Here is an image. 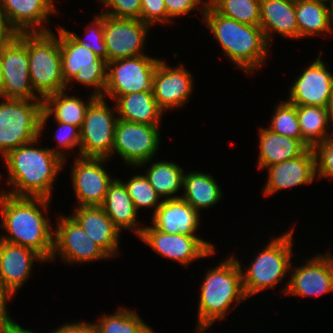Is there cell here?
I'll use <instances>...</instances> for the list:
<instances>
[{
    "instance_id": "1",
    "label": "cell",
    "mask_w": 333,
    "mask_h": 333,
    "mask_svg": "<svg viewBox=\"0 0 333 333\" xmlns=\"http://www.w3.org/2000/svg\"><path fill=\"white\" fill-rule=\"evenodd\" d=\"M50 201L45 197L12 196L1 190L0 227L7 234L1 235L0 240L30 248L47 262L50 261L54 228H51L48 217L44 215Z\"/></svg>"
},
{
    "instance_id": "2",
    "label": "cell",
    "mask_w": 333,
    "mask_h": 333,
    "mask_svg": "<svg viewBox=\"0 0 333 333\" xmlns=\"http://www.w3.org/2000/svg\"><path fill=\"white\" fill-rule=\"evenodd\" d=\"M39 140L12 149L3 158L8 169L6 182L11 190L2 192L52 200L53 183L65 162L50 148L36 147Z\"/></svg>"
},
{
    "instance_id": "3",
    "label": "cell",
    "mask_w": 333,
    "mask_h": 333,
    "mask_svg": "<svg viewBox=\"0 0 333 333\" xmlns=\"http://www.w3.org/2000/svg\"><path fill=\"white\" fill-rule=\"evenodd\" d=\"M201 19L218 41L224 55L247 76L266 63L271 45L267 42L260 26L224 17L209 4L206 5Z\"/></svg>"
},
{
    "instance_id": "4",
    "label": "cell",
    "mask_w": 333,
    "mask_h": 333,
    "mask_svg": "<svg viewBox=\"0 0 333 333\" xmlns=\"http://www.w3.org/2000/svg\"><path fill=\"white\" fill-rule=\"evenodd\" d=\"M230 256L215 268L208 269L201 283L196 333H204L216 321L225 319L231 306L248 299L237 257Z\"/></svg>"
},
{
    "instance_id": "5",
    "label": "cell",
    "mask_w": 333,
    "mask_h": 333,
    "mask_svg": "<svg viewBox=\"0 0 333 333\" xmlns=\"http://www.w3.org/2000/svg\"><path fill=\"white\" fill-rule=\"evenodd\" d=\"M28 50L29 76L35 93L47 95L67 90L62 75L59 37L51 32L18 33Z\"/></svg>"
},
{
    "instance_id": "6",
    "label": "cell",
    "mask_w": 333,
    "mask_h": 333,
    "mask_svg": "<svg viewBox=\"0 0 333 333\" xmlns=\"http://www.w3.org/2000/svg\"><path fill=\"white\" fill-rule=\"evenodd\" d=\"M293 228L273 237L254 257L247 269L237 259L242 274L245 295L250 298L262 290L276 288L290 272L293 258ZM244 269V271H243ZM246 271V272H245Z\"/></svg>"
},
{
    "instance_id": "7",
    "label": "cell",
    "mask_w": 333,
    "mask_h": 333,
    "mask_svg": "<svg viewBox=\"0 0 333 333\" xmlns=\"http://www.w3.org/2000/svg\"><path fill=\"white\" fill-rule=\"evenodd\" d=\"M60 41L62 75L65 83L73 87L78 82L92 87L96 97H103L107 83V62L93 51L80 45L68 31L57 27ZM74 81V83H72Z\"/></svg>"
},
{
    "instance_id": "8",
    "label": "cell",
    "mask_w": 333,
    "mask_h": 333,
    "mask_svg": "<svg viewBox=\"0 0 333 333\" xmlns=\"http://www.w3.org/2000/svg\"><path fill=\"white\" fill-rule=\"evenodd\" d=\"M43 99L0 101V155L38 139Z\"/></svg>"
},
{
    "instance_id": "9",
    "label": "cell",
    "mask_w": 333,
    "mask_h": 333,
    "mask_svg": "<svg viewBox=\"0 0 333 333\" xmlns=\"http://www.w3.org/2000/svg\"><path fill=\"white\" fill-rule=\"evenodd\" d=\"M106 98L96 97L88 106L80 128V157L110 160L118 115L109 107ZM114 110V111H113Z\"/></svg>"
},
{
    "instance_id": "10",
    "label": "cell",
    "mask_w": 333,
    "mask_h": 333,
    "mask_svg": "<svg viewBox=\"0 0 333 333\" xmlns=\"http://www.w3.org/2000/svg\"><path fill=\"white\" fill-rule=\"evenodd\" d=\"M161 59L146 54L107 62L103 98L152 91L155 68Z\"/></svg>"
},
{
    "instance_id": "11",
    "label": "cell",
    "mask_w": 333,
    "mask_h": 333,
    "mask_svg": "<svg viewBox=\"0 0 333 333\" xmlns=\"http://www.w3.org/2000/svg\"><path fill=\"white\" fill-rule=\"evenodd\" d=\"M160 136L159 126L118 119L112 155L117 153L127 166L137 167L157 154Z\"/></svg>"
},
{
    "instance_id": "12",
    "label": "cell",
    "mask_w": 333,
    "mask_h": 333,
    "mask_svg": "<svg viewBox=\"0 0 333 333\" xmlns=\"http://www.w3.org/2000/svg\"><path fill=\"white\" fill-rule=\"evenodd\" d=\"M54 230L51 262L59 255L65 263L74 264L111 259L71 216H58Z\"/></svg>"
},
{
    "instance_id": "13",
    "label": "cell",
    "mask_w": 333,
    "mask_h": 333,
    "mask_svg": "<svg viewBox=\"0 0 333 333\" xmlns=\"http://www.w3.org/2000/svg\"><path fill=\"white\" fill-rule=\"evenodd\" d=\"M158 255L188 266L194 260L215 254L214 245L196 235L162 233L153 226H144L138 237Z\"/></svg>"
},
{
    "instance_id": "14",
    "label": "cell",
    "mask_w": 333,
    "mask_h": 333,
    "mask_svg": "<svg viewBox=\"0 0 333 333\" xmlns=\"http://www.w3.org/2000/svg\"><path fill=\"white\" fill-rule=\"evenodd\" d=\"M150 28L149 24L140 19L116 18L103 14V32L108 62L144 55L145 42Z\"/></svg>"
},
{
    "instance_id": "15",
    "label": "cell",
    "mask_w": 333,
    "mask_h": 333,
    "mask_svg": "<svg viewBox=\"0 0 333 333\" xmlns=\"http://www.w3.org/2000/svg\"><path fill=\"white\" fill-rule=\"evenodd\" d=\"M71 168V182L77 206H101L114 177L106 171L107 158L76 157Z\"/></svg>"
},
{
    "instance_id": "16",
    "label": "cell",
    "mask_w": 333,
    "mask_h": 333,
    "mask_svg": "<svg viewBox=\"0 0 333 333\" xmlns=\"http://www.w3.org/2000/svg\"><path fill=\"white\" fill-rule=\"evenodd\" d=\"M3 91L0 98L41 99L33 90L29 76L27 47L15 37L0 48Z\"/></svg>"
},
{
    "instance_id": "17",
    "label": "cell",
    "mask_w": 333,
    "mask_h": 333,
    "mask_svg": "<svg viewBox=\"0 0 333 333\" xmlns=\"http://www.w3.org/2000/svg\"><path fill=\"white\" fill-rule=\"evenodd\" d=\"M305 263V264H304ZM296 268L290 266L289 280L283 287L284 295L316 297L333 291V256L318 254ZM295 268V269H294ZM292 269V270H291Z\"/></svg>"
},
{
    "instance_id": "18",
    "label": "cell",
    "mask_w": 333,
    "mask_h": 333,
    "mask_svg": "<svg viewBox=\"0 0 333 333\" xmlns=\"http://www.w3.org/2000/svg\"><path fill=\"white\" fill-rule=\"evenodd\" d=\"M327 64L322 61L319 53L303 72L296 76L295 82L290 86L288 102L294 105L321 106L329 108L333 74L327 69Z\"/></svg>"
},
{
    "instance_id": "19",
    "label": "cell",
    "mask_w": 333,
    "mask_h": 333,
    "mask_svg": "<svg viewBox=\"0 0 333 333\" xmlns=\"http://www.w3.org/2000/svg\"><path fill=\"white\" fill-rule=\"evenodd\" d=\"M184 65L170 67L161 59L155 68L152 91L159 108L167 110L182 108L193 90V76Z\"/></svg>"
},
{
    "instance_id": "20",
    "label": "cell",
    "mask_w": 333,
    "mask_h": 333,
    "mask_svg": "<svg viewBox=\"0 0 333 333\" xmlns=\"http://www.w3.org/2000/svg\"><path fill=\"white\" fill-rule=\"evenodd\" d=\"M268 178L264 196L299 185H309L316 178L315 154L308 148L302 155L266 168Z\"/></svg>"
},
{
    "instance_id": "21",
    "label": "cell",
    "mask_w": 333,
    "mask_h": 333,
    "mask_svg": "<svg viewBox=\"0 0 333 333\" xmlns=\"http://www.w3.org/2000/svg\"><path fill=\"white\" fill-rule=\"evenodd\" d=\"M54 4V0H0L1 10L17 33L51 32L46 24L48 16L58 12Z\"/></svg>"
},
{
    "instance_id": "22",
    "label": "cell",
    "mask_w": 333,
    "mask_h": 333,
    "mask_svg": "<svg viewBox=\"0 0 333 333\" xmlns=\"http://www.w3.org/2000/svg\"><path fill=\"white\" fill-rule=\"evenodd\" d=\"M34 262H47L34 250L0 240V282L14 296L33 273Z\"/></svg>"
},
{
    "instance_id": "23",
    "label": "cell",
    "mask_w": 333,
    "mask_h": 333,
    "mask_svg": "<svg viewBox=\"0 0 333 333\" xmlns=\"http://www.w3.org/2000/svg\"><path fill=\"white\" fill-rule=\"evenodd\" d=\"M70 216L112 259L118 255L121 232L101 206L75 207Z\"/></svg>"
},
{
    "instance_id": "24",
    "label": "cell",
    "mask_w": 333,
    "mask_h": 333,
    "mask_svg": "<svg viewBox=\"0 0 333 333\" xmlns=\"http://www.w3.org/2000/svg\"><path fill=\"white\" fill-rule=\"evenodd\" d=\"M200 213L182 198L164 199L152 215V225L162 233L197 235Z\"/></svg>"
},
{
    "instance_id": "25",
    "label": "cell",
    "mask_w": 333,
    "mask_h": 333,
    "mask_svg": "<svg viewBox=\"0 0 333 333\" xmlns=\"http://www.w3.org/2000/svg\"><path fill=\"white\" fill-rule=\"evenodd\" d=\"M260 27L270 45L273 32L298 39L295 0H261Z\"/></svg>"
},
{
    "instance_id": "26",
    "label": "cell",
    "mask_w": 333,
    "mask_h": 333,
    "mask_svg": "<svg viewBox=\"0 0 333 333\" xmlns=\"http://www.w3.org/2000/svg\"><path fill=\"white\" fill-rule=\"evenodd\" d=\"M67 90L47 95L43 99V110L40 117V135L50 116L55 121L77 126L79 129L84 121L89 104L96 98L92 93L88 101L77 96H69Z\"/></svg>"
},
{
    "instance_id": "27",
    "label": "cell",
    "mask_w": 333,
    "mask_h": 333,
    "mask_svg": "<svg viewBox=\"0 0 333 333\" xmlns=\"http://www.w3.org/2000/svg\"><path fill=\"white\" fill-rule=\"evenodd\" d=\"M101 207L121 233L122 230H132L140 236L144 226L137 225L138 213L122 180L114 178L109 184Z\"/></svg>"
},
{
    "instance_id": "28",
    "label": "cell",
    "mask_w": 333,
    "mask_h": 333,
    "mask_svg": "<svg viewBox=\"0 0 333 333\" xmlns=\"http://www.w3.org/2000/svg\"><path fill=\"white\" fill-rule=\"evenodd\" d=\"M258 136L260 151L257 168L259 169L296 158L309 148L303 141L280 135L268 127H260Z\"/></svg>"
},
{
    "instance_id": "29",
    "label": "cell",
    "mask_w": 333,
    "mask_h": 333,
    "mask_svg": "<svg viewBox=\"0 0 333 333\" xmlns=\"http://www.w3.org/2000/svg\"><path fill=\"white\" fill-rule=\"evenodd\" d=\"M107 98L115 101L114 105L119 119L160 126V119L164 112L155 101L153 91H141Z\"/></svg>"
},
{
    "instance_id": "30",
    "label": "cell",
    "mask_w": 333,
    "mask_h": 333,
    "mask_svg": "<svg viewBox=\"0 0 333 333\" xmlns=\"http://www.w3.org/2000/svg\"><path fill=\"white\" fill-rule=\"evenodd\" d=\"M220 188L211 174L201 171L185 172L181 198L200 213L202 209L217 205L223 195Z\"/></svg>"
},
{
    "instance_id": "31",
    "label": "cell",
    "mask_w": 333,
    "mask_h": 333,
    "mask_svg": "<svg viewBox=\"0 0 333 333\" xmlns=\"http://www.w3.org/2000/svg\"><path fill=\"white\" fill-rule=\"evenodd\" d=\"M154 160H149L147 162L139 164L136 168L145 167L147 163V171H144V175L151 183L152 187L156 190L157 194L162 200L181 198L178 194L179 190L183 188V178L185 171L183 167L174 163L172 161L158 160L157 162H152ZM150 162H152L150 164ZM175 195V196H174Z\"/></svg>"
},
{
    "instance_id": "32",
    "label": "cell",
    "mask_w": 333,
    "mask_h": 333,
    "mask_svg": "<svg viewBox=\"0 0 333 333\" xmlns=\"http://www.w3.org/2000/svg\"><path fill=\"white\" fill-rule=\"evenodd\" d=\"M296 113L301 129L302 141L309 148H313L316 144L333 136V129H331L333 128V120L328 108L296 105ZM329 123H332V127L329 126Z\"/></svg>"
},
{
    "instance_id": "33",
    "label": "cell",
    "mask_w": 333,
    "mask_h": 333,
    "mask_svg": "<svg viewBox=\"0 0 333 333\" xmlns=\"http://www.w3.org/2000/svg\"><path fill=\"white\" fill-rule=\"evenodd\" d=\"M295 9L298 39L327 33L330 36L328 5L309 0H295Z\"/></svg>"
},
{
    "instance_id": "34",
    "label": "cell",
    "mask_w": 333,
    "mask_h": 333,
    "mask_svg": "<svg viewBox=\"0 0 333 333\" xmlns=\"http://www.w3.org/2000/svg\"><path fill=\"white\" fill-rule=\"evenodd\" d=\"M98 322V323H97ZM96 333H155L134 310L119 308L93 322Z\"/></svg>"
},
{
    "instance_id": "35",
    "label": "cell",
    "mask_w": 333,
    "mask_h": 333,
    "mask_svg": "<svg viewBox=\"0 0 333 333\" xmlns=\"http://www.w3.org/2000/svg\"><path fill=\"white\" fill-rule=\"evenodd\" d=\"M208 4L224 17L260 26L261 0H208Z\"/></svg>"
},
{
    "instance_id": "36",
    "label": "cell",
    "mask_w": 333,
    "mask_h": 333,
    "mask_svg": "<svg viewBox=\"0 0 333 333\" xmlns=\"http://www.w3.org/2000/svg\"><path fill=\"white\" fill-rule=\"evenodd\" d=\"M280 103V104H279ZM275 105L269 129L280 135L302 141V134L296 113V105L286 101Z\"/></svg>"
},
{
    "instance_id": "37",
    "label": "cell",
    "mask_w": 333,
    "mask_h": 333,
    "mask_svg": "<svg viewBox=\"0 0 333 333\" xmlns=\"http://www.w3.org/2000/svg\"><path fill=\"white\" fill-rule=\"evenodd\" d=\"M122 182L129 196L132 198L137 211L145 207L154 208L153 214L156 212L163 200H161V197L157 194L144 174H136L130 177L127 182L125 180Z\"/></svg>"
},
{
    "instance_id": "38",
    "label": "cell",
    "mask_w": 333,
    "mask_h": 333,
    "mask_svg": "<svg viewBox=\"0 0 333 333\" xmlns=\"http://www.w3.org/2000/svg\"><path fill=\"white\" fill-rule=\"evenodd\" d=\"M85 30L87 31L83 38L69 30L67 31L80 45L93 51L97 56L108 62L107 47L103 32V14L98 13L95 15L93 22L86 26Z\"/></svg>"
},
{
    "instance_id": "39",
    "label": "cell",
    "mask_w": 333,
    "mask_h": 333,
    "mask_svg": "<svg viewBox=\"0 0 333 333\" xmlns=\"http://www.w3.org/2000/svg\"><path fill=\"white\" fill-rule=\"evenodd\" d=\"M58 128L54 140L58 142L55 148H50L57 156H59L64 162L68 159L66 151H74L75 147H78L76 152L78 157L80 156V129L77 126L66 124L56 121ZM65 150V151H64ZM66 154V155H65Z\"/></svg>"
},
{
    "instance_id": "40",
    "label": "cell",
    "mask_w": 333,
    "mask_h": 333,
    "mask_svg": "<svg viewBox=\"0 0 333 333\" xmlns=\"http://www.w3.org/2000/svg\"><path fill=\"white\" fill-rule=\"evenodd\" d=\"M315 154L316 179H333V136L313 147Z\"/></svg>"
},
{
    "instance_id": "41",
    "label": "cell",
    "mask_w": 333,
    "mask_h": 333,
    "mask_svg": "<svg viewBox=\"0 0 333 333\" xmlns=\"http://www.w3.org/2000/svg\"><path fill=\"white\" fill-rule=\"evenodd\" d=\"M105 6L106 12L102 11L110 17L116 18H132L140 19L141 14V0H97Z\"/></svg>"
},
{
    "instance_id": "42",
    "label": "cell",
    "mask_w": 333,
    "mask_h": 333,
    "mask_svg": "<svg viewBox=\"0 0 333 333\" xmlns=\"http://www.w3.org/2000/svg\"><path fill=\"white\" fill-rule=\"evenodd\" d=\"M140 20L151 27L158 23H173L167 15L164 0H141Z\"/></svg>"
},
{
    "instance_id": "43",
    "label": "cell",
    "mask_w": 333,
    "mask_h": 333,
    "mask_svg": "<svg viewBox=\"0 0 333 333\" xmlns=\"http://www.w3.org/2000/svg\"><path fill=\"white\" fill-rule=\"evenodd\" d=\"M169 19L174 23L175 17L186 16L194 10L200 9L203 16L208 0H164Z\"/></svg>"
},
{
    "instance_id": "44",
    "label": "cell",
    "mask_w": 333,
    "mask_h": 333,
    "mask_svg": "<svg viewBox=\"0 0 333 333\" xmlns=\"http://www.w3.org/2000/svg\"><path fill=\"white\" fill-rule=\"evenodd\" d=\"M50 333H96V329L93 323L78 321L72 323L67 322Z\"/></svg>"
},
{
    "instance_id": "45",
    "label": "cell",
    "mask_w": 333,
    "mask_h": 333,
    "mask_svg": "<svg viewBox=\"0 0 333 333\" xmlns=\"http://www.w3.org/2000/svg\"><path fill=\"white\" fill-rule=\"evenodd\" d=\"M17 34L18 33L10 26L5 14L0 8V48L10 43Z\"/></svg>"
},
{
    "instance_id": "46",
    "label": "cell",
    "mask_w": 333,
    "mask_h": 333,
    "mask_svg": "<svg viewBox=\"0 0 333 333\" xmlns=\"http://www.w3.org/2000/svg\"><path fill=\"white\" fill-rule=\"evenodd\" d=\"M13 296L4 288V286L0 282V319L2 320H13L12 317L9 316L7 311V303L13 299Z\"/></svg>"
},
{
    "instance_id": "47",
    "label": "cell",
    "mask_w": 333,
    "mask_h": 333,
    "mask_svg": "<svg viewBox=\"0 0 333 333\" xmlns=\"http://www.w3.org/2000/svg\"><path fill=\"white\" fill-rule=\"evenodd\" d=\"M2 333H36L32 330L22 328L21 325H19L14 320L6 325Z\"/></svg>"
},
{
    "instance_id": "48",
    "label": "cell",
    "mask_w": 333,
    "mask_h": 333,
    "mask_svg": "<svg viewBox=\"0 0 333 333\" xmlns=\"http://www.w3.org/2000/svg\"><path fill=\"white\" fill-rule=\"evenodd\" d=\"M330 34H333V2L328 5Z\"/></svg>"
},
{
    "instance_id": "49",
    "label": "cell",
    "mask_w": 333,
    "mask_h": 333,
    "mask_svg": "<svg viewBox=\"0 0 333 333\" xmlns=\"http://www.w3.org/2000/svg\"><path fill=\"white\" fill-rule=\"evenodd\" d=\"M13 320H2L0 319V333L3 332L4 328L6 327V325L10 322H12Z\"/></svg>"
},
{
    "instance_id": "50",
    "label": "cell",
    "mask_w": 333,
    "mask_h": 333,
    "mask_svg": "<svg viewBox=\"0 0 333 333\" xmlns=\"http://www.w3.org/2000/svg\"><path fill=\"white\" fill-rule=\"evenodd\" d=\"M2 91H3V76H2V68L0 62V96L2 95Z\"/></svg>"
},
{
    "instance_id": "51",
    "label": "cell",
    "mask_w": 333,
    "mask_h": 333,
    "mask_svg": "<svg viewBox=\"0 0 333 333\" xmlns=\"http://www.w3.org/2000/svg\"><path fill=\"white\" fill-rule=\"evenodd\" d=\"M328 109L330 110V114H331V117H332V120H333V88H332L331 101H330V105H329Z\"/></svg>"
},
{
    "instance_id": "52",
    "label": "cell",
    "mask_w": 333,
    "mask_h": 333,
    "mask_svg": "<svg viewBox=\"0 0 333 333\" xmlns=\"http://www.w3.org/2000/svg\"><path fill=\"white\" fill-rule=\"evenodd\" d=\"M309 1L319 2L326 5L331 4L333 2V0H309Z\"/></svg>"
}]
</instances>
